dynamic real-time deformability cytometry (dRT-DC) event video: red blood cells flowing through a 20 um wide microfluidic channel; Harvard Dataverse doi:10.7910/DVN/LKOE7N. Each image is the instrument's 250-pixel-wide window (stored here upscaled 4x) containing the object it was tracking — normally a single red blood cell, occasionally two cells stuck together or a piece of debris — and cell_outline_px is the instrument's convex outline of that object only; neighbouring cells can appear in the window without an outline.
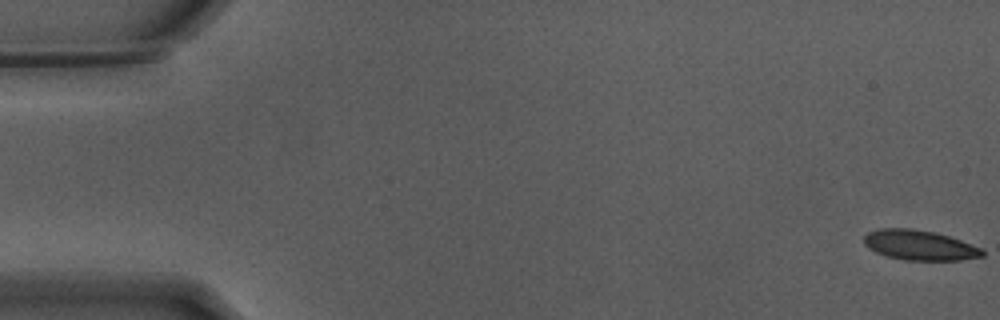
{"species": "Egyptian fruit bat (a non-hibernating species)", "species_latin": "Rousettus aegyptiacus", "temperature_condition": "warm", "stored_images_in_passage": 13, "camera_frame_rate_fps": 3000, "um_per_image_px": 0.085, "animal": {"sex": "male"}, "frame": {"image": 1, "passage_image": 1, "time_ms": 0.0, "image_size_px": [1000, 320], "cell_outline_px": [[984, 256], [960, 260], [904, 260], [888, 256], [876, 252], [868, 248], [864, 244], [864, 236], [868, 232], [880, 228], [912, 228], [936, 232], [960, 240], [980, 248], [984, 252]], "centroid_in_image_um": [78.13, 20.83], "position_along_channel_um": 6.9, "area_um2": 20.63}}